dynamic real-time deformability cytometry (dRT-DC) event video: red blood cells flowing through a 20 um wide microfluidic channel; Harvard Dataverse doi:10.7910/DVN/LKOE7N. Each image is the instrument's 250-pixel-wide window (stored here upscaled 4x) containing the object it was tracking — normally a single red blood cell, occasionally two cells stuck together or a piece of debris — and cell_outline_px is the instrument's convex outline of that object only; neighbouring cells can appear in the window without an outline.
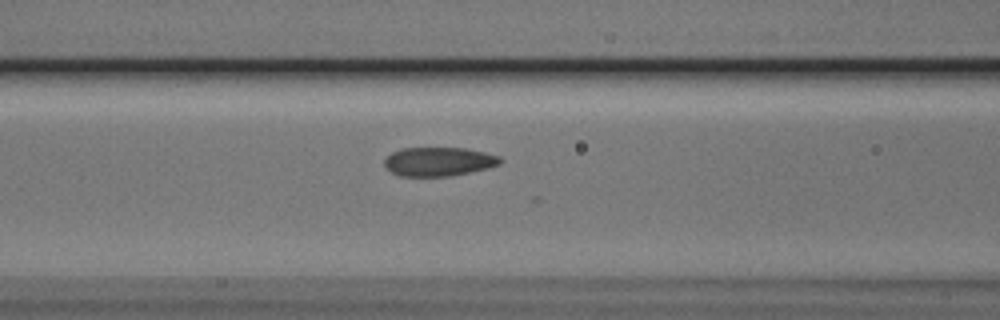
{"species": "Egyptian fruit bat (a non-hibernating species)", "species_latin": "Rousettus aegyptiacus", "temperature_condition": "cold", "stored_images_in_passage": 35, "camera_frame_rate_fps": 3000, "um_per_image_px": 0.085, "animal": {"sex": "male"}, "frame": {"image": 1, "passage_image": 8, "time_ms": 2.333, "image_size_px": [1000, 320], "cell_outline_px": [[500, 164], [488, 168], [452, 176], [400, 176], [392, 172], [384, 164], [384, 160], [392, 152], [400, 148], [464, 148], [484, 152], [500, 156]], "centroid_in_image_um": [37.29, 13.73], "position_along_channel_um": 129.3, "area_um2": 19.42}}
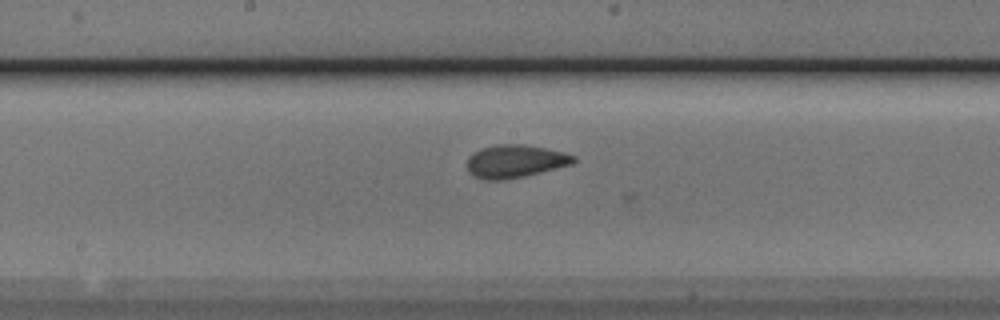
{"frame": {"image": 2, "passage_image": 14, "time_ms": 4.333, "image_size_px": [1000, 320], "cell_outline_px": [[576, 160], [572, 164], [508, 180], [484, 180], [472, 176], [468, 172], [468, 156], [484, 148], [496, 144], [524, 144], [564, 152], [576, 156]], "centroid_in_image_um": [43.78, 13.72], "position_along_channel_um": 204.4, "area_um2": 20.4}}
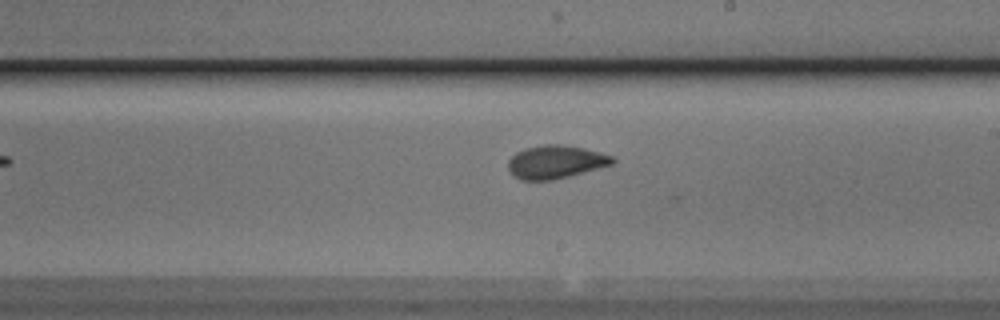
{"frame": {"image": 3, "passage_image": 17, "time_ms": 5.333, "image_size_px": [1000, 320], "cell_outline_px": [[616, 160], [612, 164], [568, 176], [552, 180], [520, 180], [508, 168], [508, 160], [516, 152], [524, 148], [544, 144], [560, 144], [584, 148], [600, 152], [612, 156]], "centroid_in_image_um": [47.21, 13.75], "position_along_channel_um": 241.8, "area_um2": 20.0}, "authors_computed_cell_mechanics": {"area_um2": 19.4208, "velocity_mm_per_s": 3.7488, "shape_relaxation_time_tau1_ms": null, "shape_relaxation_time_tau2_ms": 1.0588, "deformation_change_tau1": null, "deformation_change_tau2": 0.0402}}